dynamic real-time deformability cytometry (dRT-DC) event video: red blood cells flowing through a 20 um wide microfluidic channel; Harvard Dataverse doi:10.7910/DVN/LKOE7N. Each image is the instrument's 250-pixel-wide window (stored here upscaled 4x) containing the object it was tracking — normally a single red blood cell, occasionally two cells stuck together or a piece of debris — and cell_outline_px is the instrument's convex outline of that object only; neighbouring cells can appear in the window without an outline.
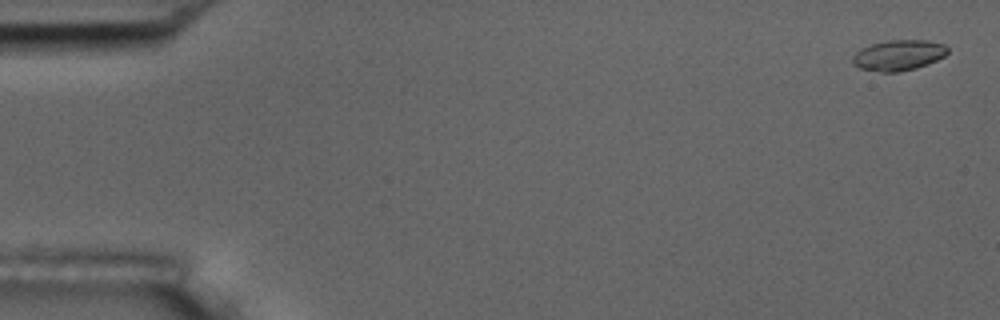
{"species": "common noctule bat (a hibernating species)", "species_latin": "Nyctalus noctula", "temperature_condition": "room temperature", "stored_images_in_passage": 15, "camera_frame_rate_fps": 3000, "um_per_image_px": 0.085, "animal": {"sex": "male", "body_mass_g": 17.5, "forearm_length_mm": 52.3}, "frame": {"image": 1, "passage_image": 1, "time_ms": 0.0, "image_size_px": [1000, 320], "cell_outline_px": [[948, 52], [944, 56], [928, 64], [916, 68], [900, 72], [880, 72], [860, 68], [852, 64], [852, 56], [860, 48], [872, 44], [888, 40], [928, 40], [944, 44], [948, 48]], "centroid_in_image_um": [76.36, 4.69], "position_along_channel_um": 8.6, "area_um2": 17.05}}
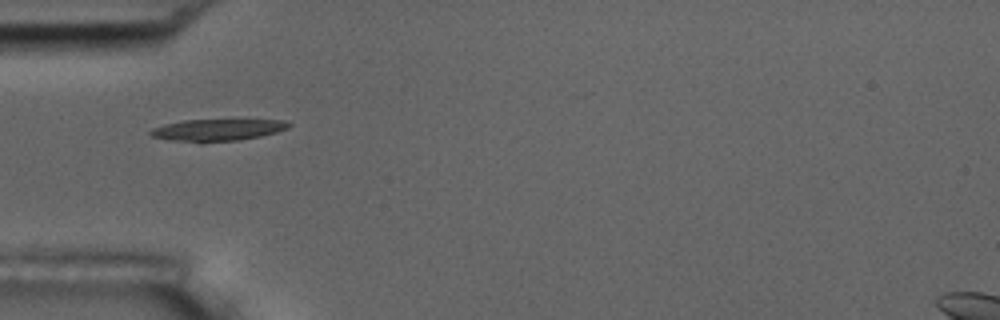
{"frame": {"image": 2, "passage_image": 5, "time_ms": 5.333, "image_size_px": [1000, 320], "cell_outline_px": [[292, 124], [288, 128], [276, 132], [260, 136], [236, 140], [200, 144], [168, 140], [152, 136], [148, 132], [152, 128], [164, 124], [184, 120], [288, 120]], "centroid_in_image_um": [18.43, 11.06], "position_along_channel_um": 66.6, "area_um2": 17.92}}
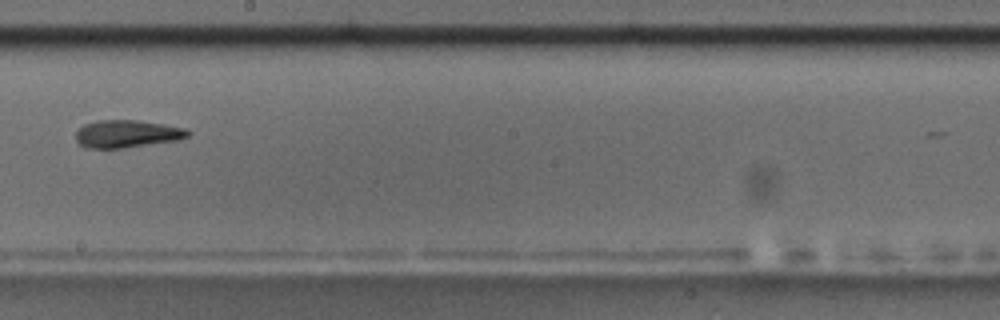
{"frame": {"image": 3, "passage_image": 9, "time_ms": 10.0, "image_size_px": [1000, 320], "cell_outline_px": [[192, 132], [188, 136], [180, 140], [124, 148], [84, 148], [76, 140], [76, 132], [84, 124], [96, 120], [136, 120], [164, 124], [188, 128]], "centroid_in_image_um": [10.83, 11.37], "position_along_channel_um": 237.4, "area_um2": 18.26}, "authors_computed_cell_mechanics": {"area_um2": 17.918, "velocity_mm_per_s": 3.6828, "shape_relaxation_time_tau1_ms": 5.0716, "shape_relaxation_time_tau2_ms": 2.8228, "deformation_change_tau1": 0.1577, "deformation_change_tau2": 0.0974}}